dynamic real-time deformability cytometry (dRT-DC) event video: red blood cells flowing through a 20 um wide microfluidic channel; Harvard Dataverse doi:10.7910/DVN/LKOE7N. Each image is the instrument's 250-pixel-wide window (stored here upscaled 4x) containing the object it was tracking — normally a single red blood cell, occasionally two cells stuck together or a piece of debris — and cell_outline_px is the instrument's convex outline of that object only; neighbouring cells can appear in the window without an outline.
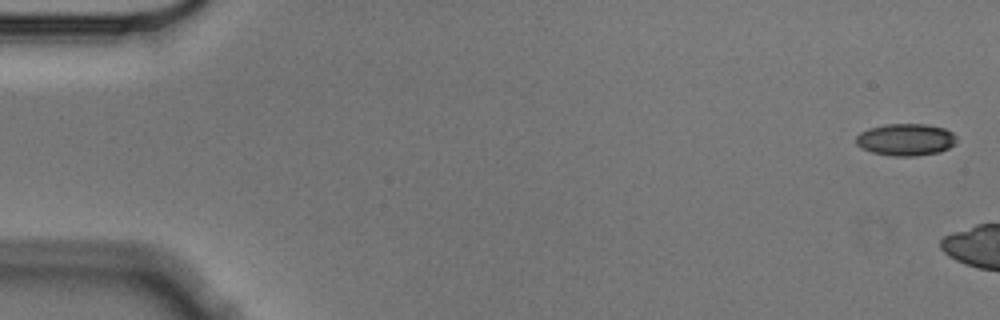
{"species": "Egyptian fruit bat (a non-hibernating species)", "species_latin": "Rousettus aegyptiacus", "temperature_condition": "cold", "stored_images_in_passage": 4, "camera_frame_rate_fps": 3000, "um_per_image_px": 0.085, "animal": {"sex": "male"}, "frame": {"image": 1, "passage_image": 1, "time_ms": 0.0, "image_size_px": [1000, 320], "cell_outline_px": [[956, 144], [940, 152], [916, 156], [892, 156], [872, 152], [860, 148], [856, 144], [856, 136], [860, 132], [868, 128], [884, 124], [928, 124], [944, 128], [952, 132], [956, 136]], "centroid_in_image_um": [76.98, 11.86], "position_along_channel_um": 8.0, "area_um2": 19.02}}